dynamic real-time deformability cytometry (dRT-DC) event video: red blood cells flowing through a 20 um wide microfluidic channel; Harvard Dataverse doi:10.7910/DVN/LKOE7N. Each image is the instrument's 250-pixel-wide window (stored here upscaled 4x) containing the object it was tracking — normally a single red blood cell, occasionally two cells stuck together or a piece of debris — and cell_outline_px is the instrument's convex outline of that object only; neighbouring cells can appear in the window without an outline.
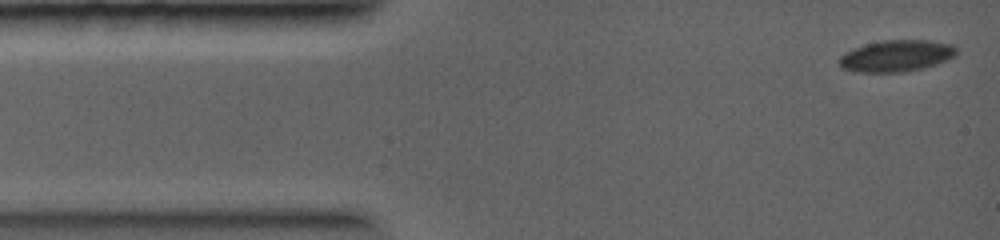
{"species": "common noctule bat (a hibernating species)", "species_latin": "Nyctalus noctula", "temperature_condition": "warm", "stored_images_in_passage": 10, "camera_frame_rate_fps": 5000, "um_per_image_px": 0.085, "animal": {"sex": "female", "body_mass_g": 19.0, "forearm_length_mm": 56.7}, "frame": {"image": 1, "passage_image": 1, "time_ms": 0.0, "image_size_px": [1000, 240], "cell_outline_px": [[956, 52], [952, 56], [936, 64], [904, 72], [860, 72], [840, 68], [840, 56], [864, 44], [884, 40], [928, 40], [952, 44], [956, 48]], "centroid_in_image_um": [76.18, 4.74], "position_along_channel_um": 8.8, "area_um2": 21.15}}
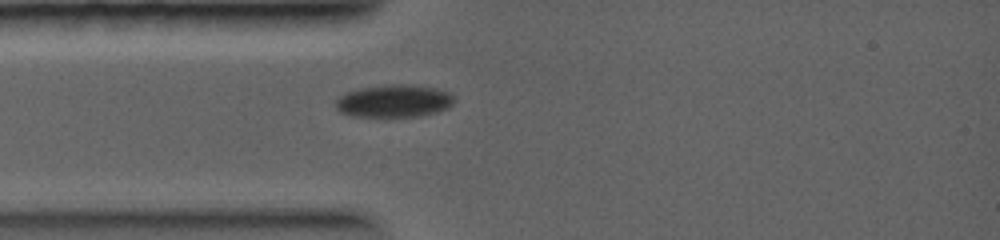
{"frame": {"image": 2, "passage_image": 10, "time_ms": 2.4, "image_size_px": [1000, 240], "cell_outline_px": [[456, 100], [448, 108], [436, 112], [416, 116], [352, 116], [340, 112], [336, 108], [336, 100], [340, 96], [348, 92], [360, 88], [384, 84], [408, 84], [436, 88], [452, 92]], "centroid_in_image_um": [33.53, 8.57], "position_along_channel_um": 51.5, "area_um2": 22.6}}